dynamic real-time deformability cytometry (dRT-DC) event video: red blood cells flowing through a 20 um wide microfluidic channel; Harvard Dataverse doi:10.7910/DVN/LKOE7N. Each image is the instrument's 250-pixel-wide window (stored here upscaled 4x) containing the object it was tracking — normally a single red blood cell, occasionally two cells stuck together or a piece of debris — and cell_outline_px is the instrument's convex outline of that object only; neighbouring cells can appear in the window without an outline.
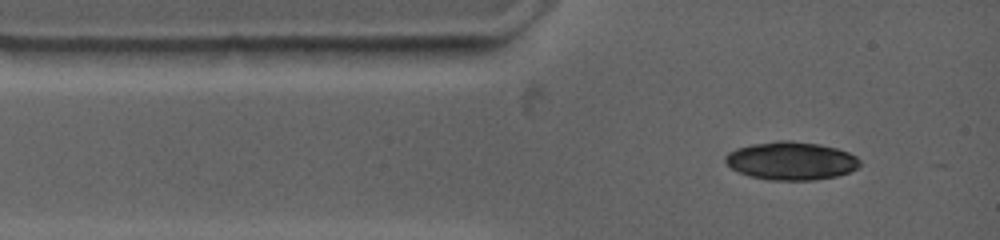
{"species": "common noctule bat (a hibernating species)", "species_latin": "Nyctalus noctula", "temperature_condition": "warm", "stored_images_in_passage": 4, "camera_frame_rate_fps": 4500, "um_per_image_px": 0.085, "animal": {"sex": "female", "body_mass_g": 19.0, "forearm_length_mm": 53.3}, "frame": {"image": 1, "passage_image": 1, "time_ms": 0.0, "image_size_px": [1000, 240], "cell_outline_px": [[860, 164], [856, 168], [848, 172], [836, 176], [808, 180], [772, 180], [752, 176], [740, 172], [732, 168], [724, 160], [724, 156], [728, 152], [736, 148], [752, 144], [776, 140], [788, 140], [820, 144], [836, 148], [848, 152], [856, 156], [860, 160]], "centroid_in_image_um": [67.23, 13.65], "position_along_channel_um": 17.8, "area_um2": 29.71}}